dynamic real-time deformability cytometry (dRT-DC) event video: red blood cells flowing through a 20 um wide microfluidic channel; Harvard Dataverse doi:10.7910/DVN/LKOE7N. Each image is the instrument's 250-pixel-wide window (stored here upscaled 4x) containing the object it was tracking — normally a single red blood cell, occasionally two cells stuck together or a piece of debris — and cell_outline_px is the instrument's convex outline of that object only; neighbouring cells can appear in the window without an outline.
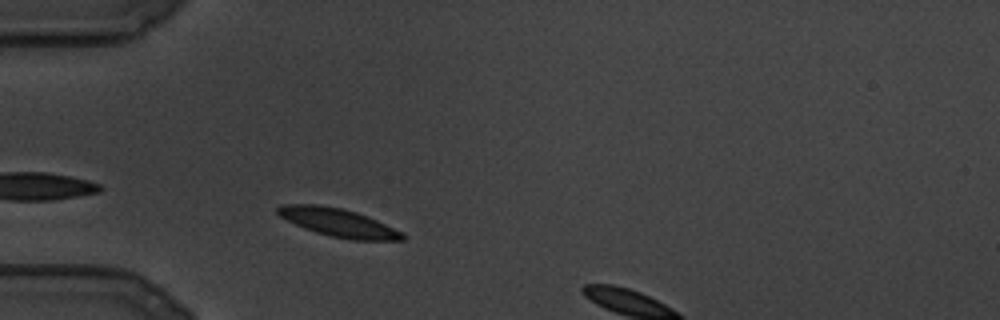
{"species": "common noctule bat (a hibernating species)", "species_latin": "Nyctalus noctula", "temperature_condition": "cold", "stored_images_in_passage": 15, "camera_frame_rate_fps": 3000, "um_per_image_px": 0.085, "animal": {"sex": "male", "body_mass_g": 19.5, "forearm_length_mm": 54.6}, "frame": {"image": 1, "passage_image": 5, "time_ms": 1.333, "image_size_px": [1000, 320], "cell_outline_px": [[408, 236], [404, 240], [352, 240], [332, 236], [316, 232], [304, 228], [280, 216], [276, 212], [276, 208], [280, 204], [316, 204], [340, 208], [356, 212], [368, 216], [404, 232]], "centroid_in_image_um": [28.8, 18.92], "position_along_channel_um": 56.2, "area_um2": 20.52}}
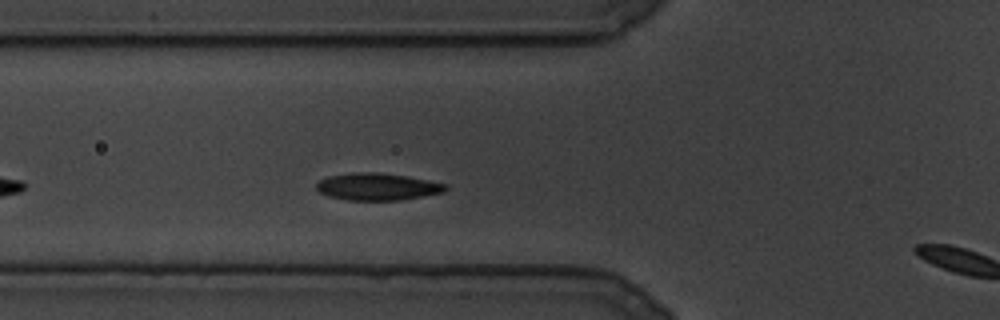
{"frame": {"image": 2, "passage_image": 13, "time_ms": 4.0, "image_size_px": [1000, 320], "cell_outline_px": [[448, 188], [444, 192], [400, 200], [348, 200], [328, 196], [320, 192], [316, 188], [316, 184], [320, 180], [328, 176], [352, 172], [380, 172], [408, 176], [448, 184]], "centroid_in_image_um": [32.09, 15.86], "position_along_channel_um": 93.7, "area_um2": 20.52}}